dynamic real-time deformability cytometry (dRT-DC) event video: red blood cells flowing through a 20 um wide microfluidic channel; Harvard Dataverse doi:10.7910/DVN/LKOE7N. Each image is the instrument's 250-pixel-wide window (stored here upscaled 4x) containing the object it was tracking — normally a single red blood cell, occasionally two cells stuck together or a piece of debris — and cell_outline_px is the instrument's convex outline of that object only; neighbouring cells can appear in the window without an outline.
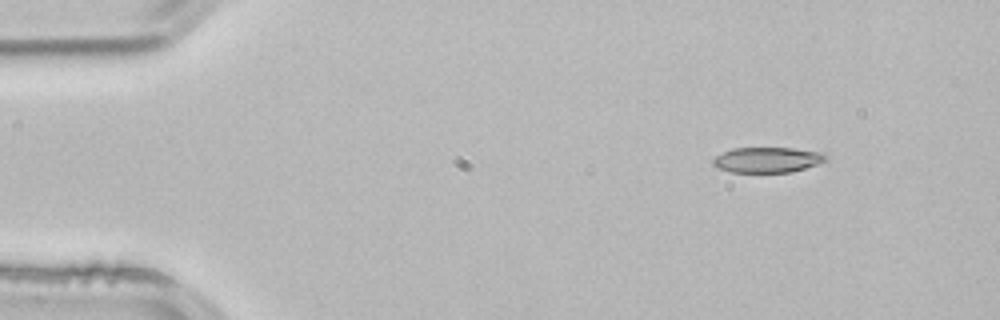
{"species": "common noctule bat (a hibernating species)", "species_latin": "Nyctalus noctula", "temperature_condition": "room temperature", "stored_images_in_passage": 3, "camera_frame_rate_fps": 3000, "um_per_image_px": 0.085, "animal": {"sex": "male", "body_mass_g": 21.5, "forearm_length_mm": 52.0}, "frame": {"image": 1, "passage_image": 1, "time_ms": 0.0, "image_size_px": [1000, 320], "cell_outline_px": [[828, 160], [792, 172], [732, 172], [716, 168], [712, 164], [712, 160], [716, 156], [732, 148], [792, 148], [824, 152], [828, 156]], "centroid_in_image_um": [65.24, 13.58], "position_along_channel_um": 19.8, "area_um2": 16.76}}
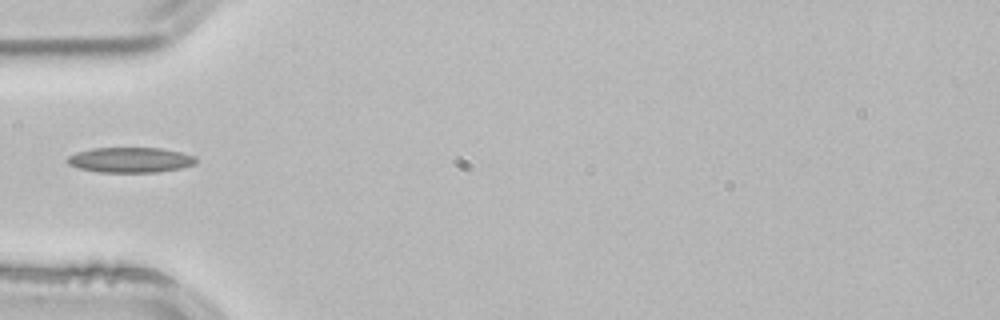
{"frame": {"image": 2, "passage_image": 3, "time_ms": 0.667, "image_size_px": [1000, 320], "cell_outline_px": [[196, 164], [184, 168], [156, 172], [96, 172], [80, 168], [68, 164], [68, 156], [76, 152], [92, 148], [160, 148], [180, 152], [196, 156]], "centroid_in_image_um": [11.11, 13.59], "position_along_channel_um": 73.9, "area_um2": 18.96}}